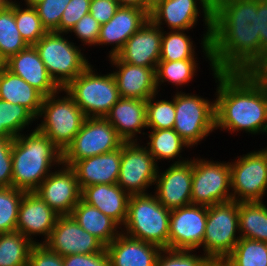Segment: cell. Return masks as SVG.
Listing matches in <instances>:
<instances>
[{"mask_svg": "<svg viewBox=\"0 0 267 266\" xmlns=\"http://www.w3.org/2000/svg\"><path fill=\"white\" fill-rule=\"evenodd\" d=\"M212 11L210 45L215 71L267 73L257 0H217Z\"/></svg>", "mask_w": 267, "mask_h": 266, "instance_id": "cell-1", "label": "cell"}, {"mask_svg": "<svg viewBox=\"0 0 267 266\" xmlns=\"http://www.w3.org/2000/svg\"><path fill=\"white\" fill-rule=\"evenodd\" d=\"M215 130L267 134V73L215 72Z\"/></svg>", "mask_w": 267, "mask_h": 266, "instance_id": "cell-2", "label": "cell"}, {"mask_svg": "<svg viewBox=\"0 0 267 266\" xmlns=\"http://www.w3.org/2000/svg\"><path fill=\"white\" fill-rule=\"evenodd\" d=\"M62 163L61 150L37 128L22 133L13 139L12 187L33 192Z\"/></svg>", "mask_w": 267, "mask_h": 266, "instance_id": "cell-3", "label": "cell"}, {"mask_svg": "<svg viewBox=\"0 0 267 266\" xmlns=\"http://www.w3.org/2000/svg\"><path fill=\"white\" fill-rule=\"evenodd\" d=\"M170 213L171 210L165 208L152 192L130 195L127 218L121 232L168 249Z\"/></svg>", "mask_w": 267, "mask_h": 266, "instance_id": "cell-4", "label": "cell"}, {"mask_svg": "<svg viewBox=\"0 0 267 266\" xmlns=\"http://www.w3.org/2000/svg\"><path fill=\"white\" fill-rule=\"evenodd\" d=\"M91 64L64 89L86 117H105L120 99L111 73L98 74Z\"/></svg>", "mask_w": 267, "mask_h": 266, "instance_id": "cell-5", "label": "cell"}, {"mask_svg": "<svg viewBox=\"0 0 267 266\" xmlns=\"http://www.w3.org/2000/svg\"><path fill=\"white\" fill-rule=\"evenodd\" d=\"M63 89L44 97L38 116L43 117L37 129L47 136L63 153L81 129L86 116L74 100L66 95L59 96ZM58 96V97H57Z\"/></svg>", "mask_w": 267, "mask_h": 266, "instance_id": "cell-6", "label": "cell"}, {"mask_svg": "<svg viewBox=\"0 0 267 266\" xmlns=\"http://www.w3.org/2000/svg\"><path fill=\"white\" fill-rule=\"evenodd\" d=\"M34 47L49 76L60 89H64L90 65L80 47L64 37V33L47 32Z\"/></svg>", "mask_w": 267, "mask_h": 266, "instance_id": "cell-7", "label": "cell"}, {"mask_svg": "<svg viewBox=\"0 0 267 266\" xmlns=\"http://www.w3.org/2000/svg\"><path fill=\"white\" fill-rule=\"evenodd\" d=\"M199 1V2H197ZM200 4V8L197 5ZM212 7L213 3L210 0H164L160 3L150 14L149 19L157 25L160 29L163 24L167 25L171 30H188L194 28L198 22V17L202 15L203 22L205 23L203 28H206L203 38H201L202 52L205 54L204 59L208 58V62L211 70L215 73L214 66L211 59V45L210 38L212 33Z\"/></svg>", "mask_w": 267, "mask_h": 266, "instance_id": "cell-8", "label": "cell"}, {"mask_svg": "<svg viewBox=\"0 0 267 266\" xmlns=\"http://www.w3.org/2000/svg\"><path fill=\"white\" fill-rule=\"evenodd\" d=\"M238 222V202L235 200L207 207L203 251L212 263L220 265L233 251L241 238L237 235L239 234Z\"/></svg>", "mask_w": 267, "mask_h": 266, "instance_id": "cell-9", "label": "cell"}, {"mask_svg": "<svg viewBox=\"0 0 267 266\" xmlns=\"http://www.w3.org/2000/svg\"><path fill=\"white\" fill-rule=\"evenodd\" d=\"M173 129L191 147L206 139L215 130V100L198 94L176 92Z\"/></svg>", "mask_w": 267, "mask_h": 266, "instance_id": "cell-10", "label": "cell"}, {"mask_svg": "<svg viewBox=\"0 0 267 266\" xmlns=\"http://www.w3.org/2000/svg\"><path fill=\"white\" fill-rule=\"evenodd\" d=\"M230 162L193 158L191 204L212 206L232 200Z\"/></svg>", "mask_w": 267, "mask_h": 266, "instance_id": "cell-11", "label": "cell"}, {"mask_svg": "<svg viewBox=\"0 0 267 266\" xmlns=\"http://www.w3.org/2000/svg\"><path fill=\"white\" fill-rule=\"evenodd\" d=\"M124 141L105 117H86L81 129L63 152V164L117 150Z\"/></svg>", "mask_w": 267, "mask_h": 266, "instance_id": "cell-12", "label": "cell"}, {"mask_svg": "<svg viewBox=\"0 0 267 266\" xmlns=\"http://www.w3.org/2000/svg\"><path fill=\"white\" fill-rule=\"evenodd\" d=\"M232 200L263 201L267 193V151H250L230 162Z\"/></svg>", "mask_w": 267, "mask_h": 266, "instance_id": "cell-13", "label": "cell"}, {"mask_svg": "<svg viewBox=\"0 0 267 266\" xmlns=\"http://www.w3.org/2000/svg\"><path fill=\"white\" fill-rule=\"evenodd\" d=\"M148 149L138 142L121 145V163L117 184L129 195L148 194L158 170Z\"/></svg>", "mask_w": 267, "mask_h": 266, "instance_id": "cell-14", "label": "cell"}, {"mask_svg": "<svg viewBox=\"0 0 267 266\" xmlns=\"http://www.w3.org/2000/svg\"><path fill=\"white\" fill-rule=\"evenodd\" d=\"M206 222L207 206L190 204L171 210L168 249H203Z\"/></svg>", "mask_w": 267, "mask_h": 266, "instance_id": "cell-15", "label": "cell"}, {"mask_svg": "<svg viewBox=\"0 0 267 266\" xmlns=\"http://www.w3.org/2000/svg\"><path fill=\"white\" fill-rule=\"evenodd\" d=\"M185 159V160H184ZM193 159L174 161L162 173L158 167L154 195L167 209L173 210L191 204Z\"/></svg>", "mask_w": 267, "mask_h": 266, "instance_id": "cell-16", "label": "cell"}, {"mask_svg": "<svg viewBox=\"0 0 267 266\" xmlns=\"http://www.w3.org/2000/svg\"><path fill=\"white\" fill-rule=\"evenodd\" d=\"M44 244L62 257L74 254H94L105 249V246L84 230L71 215H59Z\"/></svg>", "mask_w": 267, "mask_h": 266, "instance_id": "cell-17", "label": "cell"}, {"mask_svg": "<svg viewBox=\"0 0 267 266\" xmlns=\"http://www.w3.org/2000/svg\"><path fill=\"white\" fill-rule=\"evenodd\" d=\"M59 215H70L81 199V190L74 170L61 164L51 172L34 191Z\"/></svg>", "mask_w": 267, "mask_h": 266, "instance_id": "cell-18", "label": "cell"}, {"mask_svg": "<svg viewBox=\"0 0 267 266\" xmlns=\"http://www.w3.org/2000/svg\"><path fill=\"white\" fill-rule=\"evenodd\" d=\"M58 217L59 214L50 208L36 192H25L19 206L16 231L34 244H44ZM37 235L44 236V241L33 240Z\"/></svg>", "mask_w": 267, "mask_h": 266, "instance_id": "cell-19", "label": "cell"}, {"mask_svg": "<svg viewBox=\"0 0 267 266\" xmlns=\"http://www.w3.org/2000/svg\"><path fill=\"white\" fill-rule=\"evenodd\" d=\"M162 29L148 19L116 55L122 62L156 68L160 61Z\"/></svg>", "mask_w": 267, "mask_h": 266, "instance_id": "cell-20", "label": "cell"}, {"mask_svg": "<svg viewBox=\"0 0 267 266\" xmlns=\"http://www.w3.org/2000/svg\"><path fill=\"white\" fill-rule=\"evenodd\" d=\"M149 19V15L136 7L120 6L115 15L101 25L97 46L113 45L108 58L116 56L126 41Z\"/></svg>", "mask_w": 267, "mask_h": 266, "instance_id": "cell-21", "label": "cell"}, {"mask_svg": "<svg viewBox=\"0 0 267 266\" xmlns=\"http://www.w3.org/2000/svg\"><path fill=\"white\" fill-rule=\"evenodd\" d=\"M116 68L112 74L116 80L120 98L141 99L147 101L158 94L156 86V68L135 66L122 62L117 56L109 58Z\"/></svg>", "mask_w": 267, "mask_h": 266, "instance_id": "cell-22", "label": "cell"}, {"mask_svg": "<svg viewBox=\"0 0 267 266\" xmlns=\"http://www.w3.org/2000/svg\"><path fill=\"white\" fill-rule=\"evenodd\" d=\"M3 65L13 74L24 79L44 97L61 90L49 76L34 45H29L11 56Z\"/></svg>", "mask_w": 267, "mask_h": 266, "instance_id": "cell-23", "label": "cell"}, {"mask_svg": "<svg viewBox=\"0 0 267 266\" xmlns=\"http://www.w3.org/2000/svg\"><path fill=\"white\" fill-rule=\"evenodd\" d=\"M105 118L124 142H138V134L147 135L142 133L147 128L145 100L120 98Z\"/></svg>", "mask_w": 267, "mask_h": 266, "instance_id": "cell-24", "label": "cell"}, {"mask_svg": "<svg viewBox=\"0 0 267 266\" xmlns=\"http://www.w3.org/2000/svg\"><path fill=\"white\" fill-rule=\"evenodd\" d=\"M121 163V147L109 153L75 161L74 170L80 190L96 184H117Z\"/></svg>", "mask_w": 267, "mask_h": 266, "instance_id": "cell-25", "label": "cell"}, {"mask_svg": "<svg viewBox=\"0 0 267 266\" xmlns=\"http://www.w3.org/2000/svg\"><path fill=\"white\" fill-rule=\"evenodd\" d=\"M110 266H155L161 248L121 232L105 247Z\"/></svg>", "mask_w": 267, "mask_h": 266, "instance_id": "cell-26", "label": "cell"}, {"mask_svg": "<svg viewBox=\"0 0 267 266\" xmlns=\"http://www.w3.org/2000/svg\"><path fill=\"white\" fill-rule=\"evenodd\" d=\"M130 195L118 184H96L81 190V199L113 219L121 228L127 218Z\"/></svg>", "mask_w": 267, "mask_h": 266, "instance_id": "cell-27", "label": "cell"}, {"mask_svg": "<svg viewBox=\"0 0 267 266\" xmlns=\"http://www.w3.org/2000/svg\"><path fill=\"white\" fill-rule=\"evenodd\" d=\"M0 99L24 106L38 118L44 96L24 79L0 64Z\"/></svg>", "mask_w": 267, "mask_h": 266, "instance_id": "cell-28", "label": "cell"}, {"mask_svg": "<svg viewBox=\"0 0 267 266\" xmlns=\"http://www.w3.org/2000/svg\"><path fill=\"white\" fill-rule=\"evenodd\" d=\"M70 215L84 230L96 237L105 247L121 233V227L113 219L82 199L79 200Z\"/></svg>", "mask_w": 267, "mask_h": 266, "instance_id": "cell-29", "label": "cell"}, {"mask_svg": "<svg viewBox=\"0 0 267 266\" xmlns=\"http://www.w3.org/2000/svg\"><path fill=\"white\" fill-rule=\"evenodd\" d=\"M29 45L22 38L15 22V1H0V64Z\"/></svg>", "mask_w": 267, "mask_h": 266, "instance_id": "cell-30", "label": "cell"}, {"mask_svg": "<svg viewBox=\"0 0 267 266\" xmlns=\"http://www.w3.org/2000/svg\"><path fill=\"white\" fill-rule=\"evenodd\" d=\"M263 201L238 202L239 235L267 242V205Z\"/></svg>", "mask_w": 267, "mask_h": 266, "instance_id": "cell-31", "label": "cell"}, {"mask_svg": "<svg viewBox=\"0 0 267 266\" xmlns=\"http://www.w3.org/2000/svg\"><path fill=\"white\" fill-rule=\"evenodd\" d=\"M148 134L147 146L156 164L158 160H174L182 158L181 152L190 146L180 137L174 129H152ZM183 149V150H182Z\"/></svg>", "mask_w": 267, "mask_h": 266, "instance_id": "cell-32", "label": "cell"}, {"mask_svg": "<svg viewBox=\"0 0 267 266\" xmlns=\"http://www.w3.org/2000/svg\"><path fill=\"white\" fill-rule=\"evenodd\" d=\"M219 266H267V242L240 238Z\"/></svg>", "mask_w": 267, "mask_h": 266, "instance_id": "cell-33", "label": "cell"}, {"mask_svg": "<svg viewBox=\"0 0 267 266\" xmlns=\"http://www.w3.org/2000/svg\"><path fill=\"white\" fill-rule=\"evenodd\" d=\"M36 119L24 106L0 99V138L14 139Z\"/></svg>", "mask_w": 267, "mask_h": 266, "instance_id": "cell-34", "label": "cell"}, {"mask_svg": "<svg viewBox=\"0 0 267 266\" xmlns=\"http://www.w3.org/2000/svg\"><path fill=\"white\" fill-rule=\"evenodd\" d=\"M33 245L17 231L0 234V266H28Z\"/></svg>", "mask_w": 267, "mask_h": 266, "instance_id": "cell-35", "label": "cell"}, {"mask_svg": "<svg viewBox=\"0 0 267 266\" xmlns=\"http://www.w3.org/2000/svg\"><path fill=\"white\" fill-rule=\"evenodd\" d=\"M196 59H184L180 61H159L155 70L157 90L165 82L177 86L188 84L194 76L198 64Z\"/></svg>", "mask_w": 267, "mask_h": 266, "instance_id": "cell-36", "label": "cell"}, {"mask_svg": "<svg viewBox=\"0 0 267 266\" xmlns=\"http://www.w3.org/2000/svg\"><path fill=\"white\" fill-rule=\"evenodd\" d=\"M195 47L185 30H162V43L160 61H180L184 59H197Z\"/></svg>", "mask_w": 267, "mask_h": 266, "instance_id": "cell-37", "label": "cell"}, {"mask_svg": "<svg viewBox=\"0 0 267 266\" xmlns=\"http://www.w3.org/2000/svg\"><path fill=\"white\" fill-rule=\"evenodd\" d=\"M15 22L22 38L28 45H35L46 33L34 6L21 7L15 0Z\"/></svg>", "mask_w": 267, "mask_h": 266, "instance_id": "cell-38", "label": "cell"}, {"mask_svg": "<svg viewBox=\"0 0 267 266\" xmlns=\"http://www.w3.org/2000/svg\"><path fill=\"white\" fill-rule=\"evenodd\" d=\"M25 192L13 187H0V234L16 231L19 206Z\"/></svg>", "mask_w": 267, "mask_h": 266, "instance_id": "cell-39", "label": "cell"}, {"mask_svg": "<svg viewBox=\"0 0 267 266\" xmlns=\"http://www.w3.org/2000/svg\"><path fill=\"white\" fill-rule=\"evenodd\" d=\"M158 94L146 101L147 129H173L175 123V101L157 100ZM156 99V101H155Z\"/></svg>", "mask_w": 267, "mask_h": 266, "instance_id": "cell-40", "label": "cell"}, {"mask_svg": "<svg viewBox=\"0 0 267 266\" xmlns=\"http://www.w3.org/2000/svg\"><path fill=\"white\" fill-rule=\"evenodd\" d=\"M192 250L162 249L155 266H211L213 263L203 254Z\"/></svg>", "mask_w": 267, "mask_h": 266, "instance_id": "cell-41", "label": "cell"}, {"mask_svg": "<svg viewBox=\"0 0 267 266\" xmlns=\"http://www.w3.org/2000/svg\"><path fill=\"white\" fill-rule=\"evenodd\" d=\"M71 0H43L34 7L38 12L42 26L47 32L60 33L62 14Z\"/></svg>", "mask_w": 267, "mask_h": 266, "instance_id": "cell-42", "label": "cell"}, {"mask_svg": "<svg viewBox=\"0 0 267 266\" xmlns=\"http://www.w3.org/2000/svg\"><path fill=\"white\" fill-rule=\"evenodd\" d=\"M101 24L90 13L84 15L70 30L81 43L88 46H96L99 38Z\"/></svg>", "mask_w": 267, "mask_h": 266, "instance_id": "cell-43", "label": "cell"}, {"mask_svg": "<svg viewBox=\"0 0 267 266\" xmlns=\"http://www.w3.org/2000/svg\"><path fill=\"white\" fill-rule=\"evenodd\" d=\"M90 1L71 0L68 3L60 20V33L69 34L74 25L89 13Z\"/></svg>", "mask_w": 267, "mask_h": 266, "instance_id": "cell-44", "label": "cell"}, {"mask_svg": "<svg viewBox=\"0 0 267 266\" xmlns=\"http://www.w3.org/2000/svg\"><path fill=\"white\" fill-rule=\"evenodd\" d=\"M28 266H64L63 257L51 251L45 244H34L29 254Z\"/></svg>", "mask_w": 267, "mask_h": 266, "instance_id": "cell-45", "label": "cell"}, {"mask_svg": "<svg viewBox=\"0 0 267 266\" xmlns=\"http://www.w3.org/2000/svg\"><path fill=\"white\" fill-rule=\"evenodd\" d=\"M13 139L0 138V187H12Z\"/></svg>", "mask_w": 267, "mask_h": 266, "instance_id": "cell-46", "label": "cell"}, {"mask_svg": "<svg viewBox=\"0 0 267 266\" xmlns=\"http://www.w3.org/2000/svg\"><path fill=\"white\" fill-rule=\"evenodd\" d=\"M64 266H110L106 249L94 254H74L63 256Z\"/></svg>", "mask_w": 267, "mask_h": 266, "instance_id": "cell-47", "label": "cell"}, {"mask_svg": "<svg viewBox=\"0 0 267 266\" xmlns=\"http://www.w3.org/2000/svg\"><path fill=\"white\" fill-rule=\"evenodd\" d=\"M119 7L116 0H91L89 13L102 25L115 15Z\"/></svg>", "mask_w": 267, "mask_h": 266, "instance_id": "cell-48", "label": "cell"}, {"mask_svg": "<svg viewBox=\"0 0 267 266\" xmlns=\"http://www.w3.org/2000/svg\"><path fill=\"white\" fill-rule=\"evenodd\" d=\"M262 55L267 59V0H257Z\"/></svg>", "mask_w": 267, "mask_h": 266, "instance_id": "cell-49", "label": "cell"}, {"mask_svg": "<svg viewBox=\"0 0 267 266\" xmlns=\"http://www.w3.org/2000/svg\"><path fill=\"white\" fill-rule=\"evenodd\" d=\"M164 0H143V10L149 15Z\"/></svg>", "mask_w": 267, "mask_h": 266, "instance_id": "cell-50", "label": "cell"}, {"mask_svg": "<svg viewBox=\"0 0 267 266\" xmlns=\"http://www.w3.org/2000/svg\"><path fill=\"white\" fill-rule=\"evenodd\" d=\"M120 6L143 9V0H116Z\"/></svg>", "mask_w": 267, "mask_h": 266, "instance_id": "cell-51", "label": "cell"}, {"mask_svg": "<svg viewBox=\"0 0 267 266\" xmlns=\"http://www.w3.org/2000/svg\"><path fill=\"white\" fill-rule=\"evenodd\" d=\"M43 0H24L26 6H35Z\"/></svg>", "mask_w": 267, "mask_h": 266, "instance_id": "cell-52", "label": "cell"}]
</instances>
